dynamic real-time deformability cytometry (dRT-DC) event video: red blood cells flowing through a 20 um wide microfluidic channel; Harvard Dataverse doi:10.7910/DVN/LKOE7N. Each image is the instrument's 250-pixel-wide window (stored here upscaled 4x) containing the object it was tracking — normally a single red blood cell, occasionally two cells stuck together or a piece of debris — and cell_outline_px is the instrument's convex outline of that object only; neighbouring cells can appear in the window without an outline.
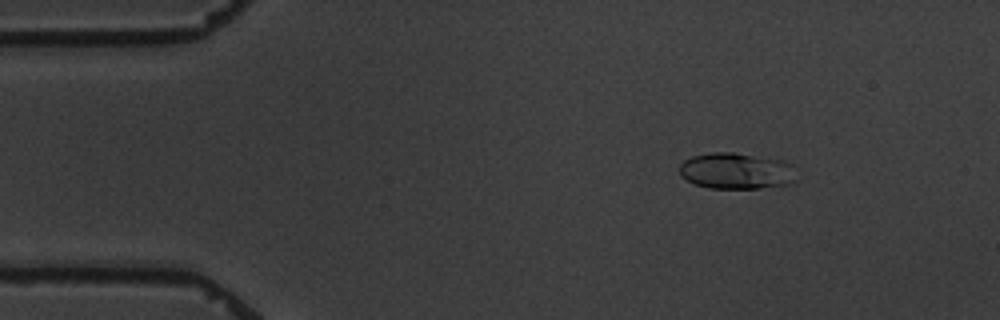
{"species": "common noctule bat (a hibernating species)", "species_latin": "Nyctalus noctula", "temperature_condition": "warm", "stored_images_in_passage": 5, "camera_frame_rate_fps": 3000, "um_per_image_px": 0.085, "animal": {"sex": "male", "body_mass_g": 19.5, "forearm_length_mm": 54.6}, "frame": {"image": 1, "passage_image": 1, "time_ms": 0.0, "image_size_px": [1000, 320], "cell_outline_px": [[796, 180], [788, 184], [760, 188], [708, 188], [696, 184], [680, 176], [680, 164], [684, 160], [692, 156], [712, 152], [732, 152], [784, 160], [792, 164]], "centroid_in_image_um": [62.59, 14.52], "position_along_channel_um": 22.4, "area_um2": 24.74}}
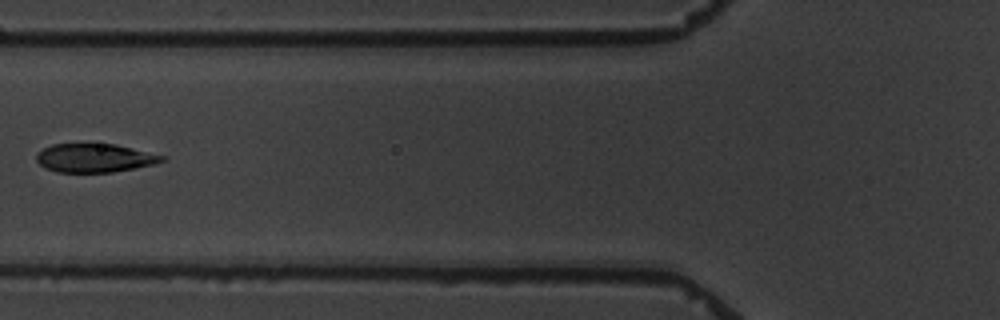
{"frame": {"image": 2, "passage_image": 5, "time_ms": 4.667, "image_size_px": [1000, 320], "cell_outline_px": [[168, 156], [164, 160], [152, 164], [136, 168], [112, 172], [56, 172], [44, 168], [36, 160], [36, 152], [52, 144], [116, 144]], "centroid_in_image_um": [8.04, 13.42], "position_along_channel_um": 117.8, "area_um2": 21.04}}